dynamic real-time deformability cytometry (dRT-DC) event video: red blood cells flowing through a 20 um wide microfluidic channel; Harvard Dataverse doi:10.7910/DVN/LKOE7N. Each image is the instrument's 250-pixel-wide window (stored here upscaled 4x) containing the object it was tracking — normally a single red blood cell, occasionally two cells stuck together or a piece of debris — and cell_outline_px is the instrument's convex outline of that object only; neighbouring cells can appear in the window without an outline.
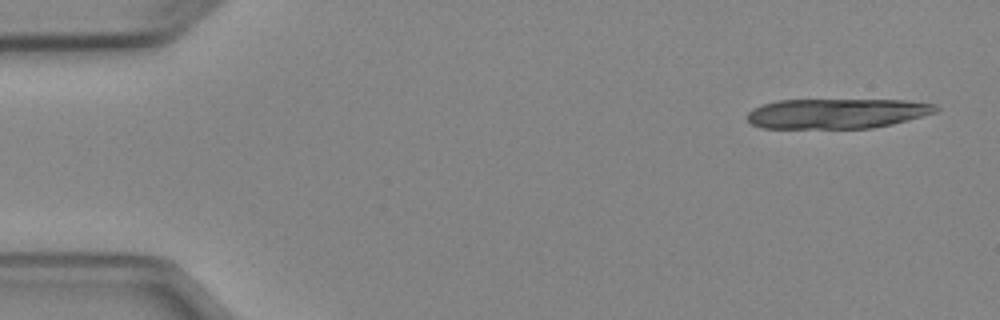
{"species": "Egyptian fruit bat (a non-hibernating species)", "species_latin": "Rousettus aegyptiacus", "temperature_condition": "cold", "stored_images_in_passage": 3, "camera_frame_rate_fps": 3000, "um_per_image_px": 0.085, "animal": {"sex": "female"}, "frame": {"image": 1, "passage_image": 1, "time_ms": 0.0, "image_size_px": [1000, 320], "cell_outline_px": [[940, 108], [936, 112], [908, 120], [892, 124], [872, 128], [760, 128], [752, 124], [748, 120], [748, 112], [752, 108], [776, 100], [908, 100], [936, 104]], "centroid_in_image_um": [71.15, 9.64], "position_along_channel_um": 13.9, "area_um2": 33.06}}